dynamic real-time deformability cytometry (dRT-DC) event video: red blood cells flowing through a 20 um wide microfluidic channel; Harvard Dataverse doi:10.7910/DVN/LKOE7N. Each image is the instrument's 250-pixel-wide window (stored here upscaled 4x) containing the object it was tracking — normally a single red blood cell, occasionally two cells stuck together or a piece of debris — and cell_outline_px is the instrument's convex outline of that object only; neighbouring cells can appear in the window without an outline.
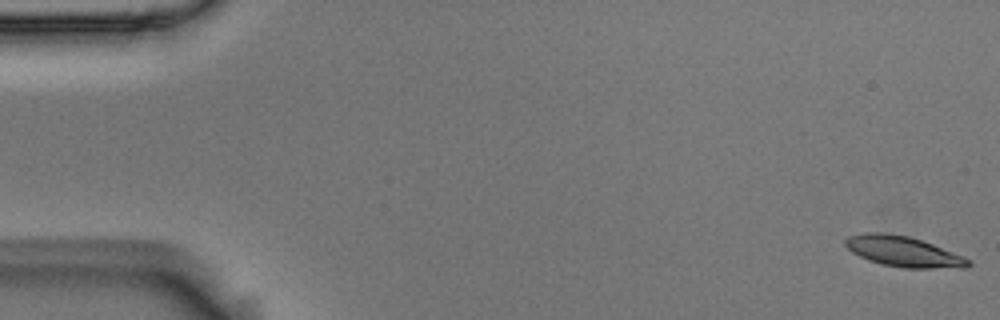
{"species": "Egyptian fruit bat (a non-hibernating species)", "species_latin": "Rousettus aegyptiacus", "temperature_condition": "room temperature", "stored_images_in_passage": 5, "camera_frame_rate_fps": 3000, "um_per_image_px": 0.085, "animal": {"sex": "male"}, "frame": {"image": 1, "passage_image": 1, "time_ms": 0.0, "image_size_px": [1000, 320], "cell_outline_px": [[972, 264], [968, 268], [904, 268], [880, 264], [868, 260], [852, 252], [844, 244], [844, 240], [848, 236], [864, 232], [884, 232], [908, 236], [932, 244], [964, 256], [972, 260]], "centroid_in_image_um": [76.8, 21.38], "position_along_channel_um": 8.2, "area_um2": 22.02}}